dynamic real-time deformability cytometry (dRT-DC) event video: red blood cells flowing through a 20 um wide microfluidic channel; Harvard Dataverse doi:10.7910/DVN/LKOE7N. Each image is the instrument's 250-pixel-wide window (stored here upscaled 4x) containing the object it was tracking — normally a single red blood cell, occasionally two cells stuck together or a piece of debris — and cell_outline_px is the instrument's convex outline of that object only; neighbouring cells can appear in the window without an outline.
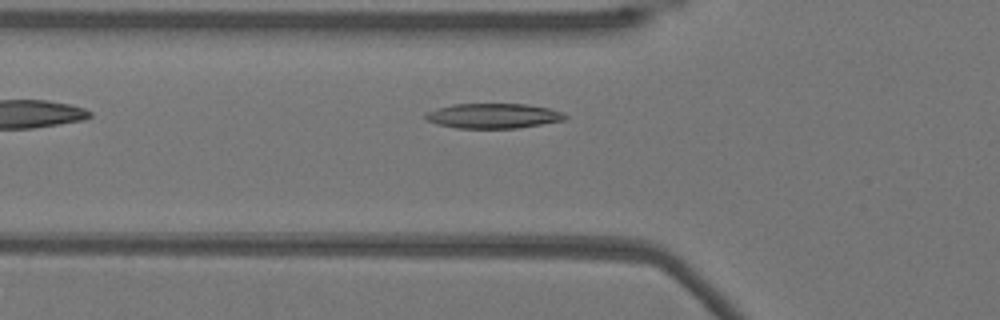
{"species": "Egyptian fruit bat (a non-hibernating species)", "species_latin": "Rousettus aegyptiacus", "temperature_condition": "warm", "stored_images_in_passage": 34, "camera_frame_rate_fps": 3000, "um_per_image_px": 0.085, "animal": {"sex": "female"}, "frame": {"image": 1, "passage_image": 3, "time_ms": 0.667, "image_size_px": [1000, 320], "cell_outline_px": [[568, 116], [564, 120], [516, 128], [456, 128], [436, 124], [428, 120], [424, 116], [428, 112], [452, 104], [528, 104], [548, 108], [564, 112]], "centroid_in_image_um": [41.96, 9.85], "position_along_channel_um": 83.8, "area_um2": 20.11}}
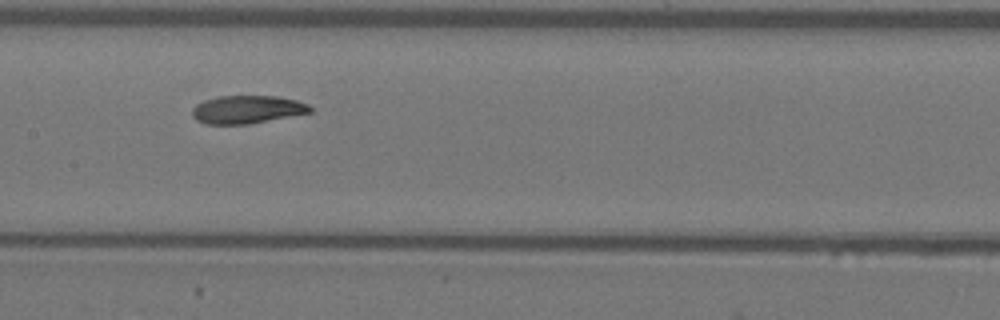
{"frame": {"image": 2, "passage_image": 11, "time_ms": 3.333, "image_size_px": [1000, 320], "cell_outline_px": [[312, 112], [248, 124], [204, 124], [196, 120], [192, 116], [192, 108], [196, 104], [204, 100], [216, 96], [276, 96], [296, 100], [308, 104], [312, 108]], "centroid_in_image_um": [20.97, 9.3], "position_along_channel_um": 186.4, "area_um2": 19.31}}
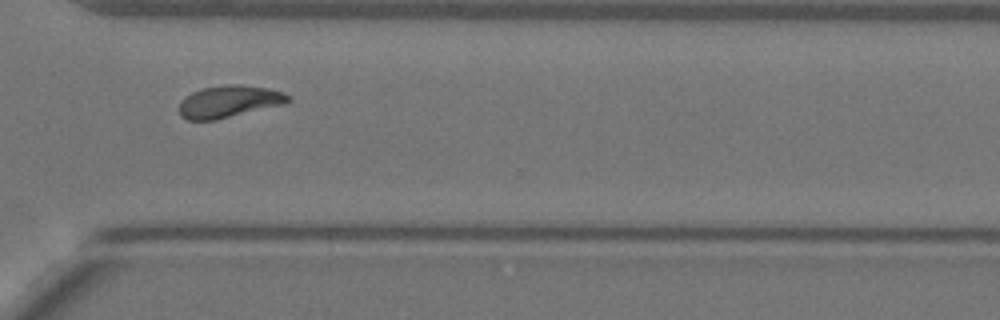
{"frame": {"image": 3, "passage_image": 24, "time_ms": 7.667, "image_size_px": [1000, 320], "cell_outline_px": [[288, 100], [284, 104], [216, 120], [188, 120], [180, 116], [180, 100], [184, 96], [192, 92], [204, 88], [232, 84], [236, 84], [268, 88], [284, 92], [288, 96]], "centroid_in_image_um": [19.43, 8.64], "position_along_channel_um": 351.2, "area_um2": 20.17}, "authors_computed_cell_mechanics": {"area_um2": 19.5364, "velocity_mm_per_s": 3.8086, "shape_relaxation_time_tau1_ms": 3.9522, "shape_relaxation_time_tau2_ms": 2.2198, "deformation_change_tau1": 0.1363, "deformation_change_tau2": 0.0721}}